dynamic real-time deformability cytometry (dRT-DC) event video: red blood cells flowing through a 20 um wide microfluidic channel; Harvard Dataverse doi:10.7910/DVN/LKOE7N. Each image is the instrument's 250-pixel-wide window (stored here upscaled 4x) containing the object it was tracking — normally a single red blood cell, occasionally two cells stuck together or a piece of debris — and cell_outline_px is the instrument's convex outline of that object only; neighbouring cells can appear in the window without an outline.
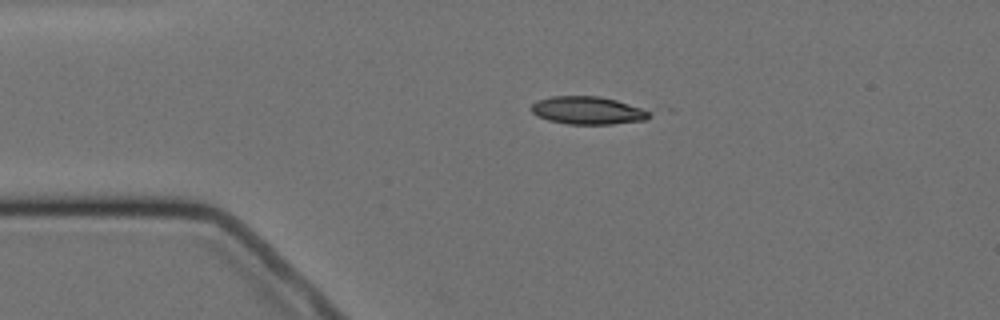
{"species": "Egyptian fruit bat (a non-hibernating species)", "species_latin": "Rousettus aegyptiacus", "temperature_condition": "cold", "stored_images_in_passage": 5, "camera_frame_rate_fps": 3000, "um_per_image_px": 0.085, "animal": {"sex": "female"}, "frame": {"image": 1, "passage_image": 1, "time_ms": 0.0, "image_size_px": [1000, 320], "cell_outline_px": [[660, 112], [648, 120], [612, 124], [568, 124], [548, 120], [536, 116], [532, 112], [532, 104], [536, 100], [552, 96], [600, 96], [656, 108]], "centroid_in_image_um": [50.22, 9.38], "position_along_channel_um": 34.8, "area_um2": 20.35}}
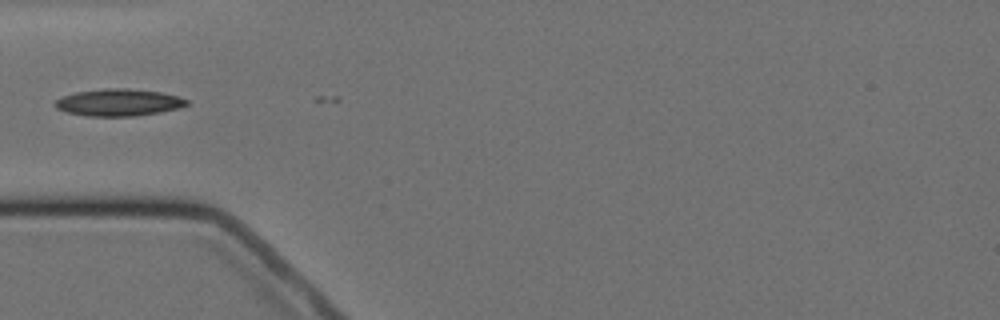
{"frame": {"image": 2, "passage_image": 2, "time_ms": 2.0, "image_size_px": [1000, 320], "cell_outline_px": [[188, 104], [180, 108], [160, 112], [136, 116], [88, 116], [64, 112], [56, 108], [52, 104], [56, 100], [64, 96], [76, 92], [104, 88], [128, 88], [160, 92], [176, 96], [188, 100]], "centroid_in_image_um": [10.06, 8.71], "position_along_channel_um": 74.9, "area_um2": 20.81}}
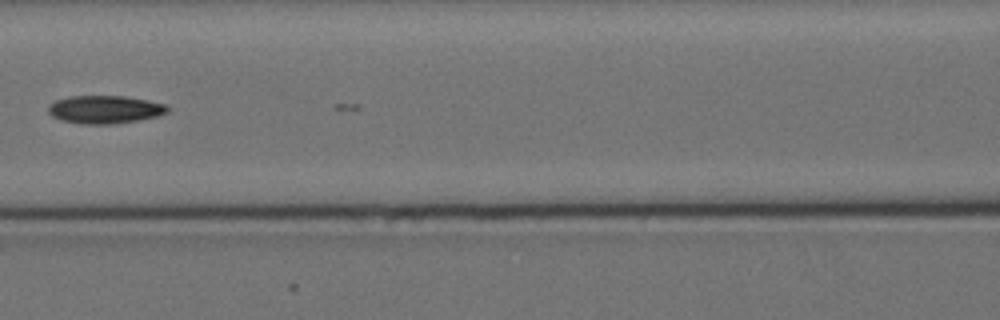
{"frame": {"image": 3, "passage_image": 4, "time_ms": 4.333, "image_size_px": [1000, 320], "cell_outline_px": [[168, 112], [156, 116], [136, 120], [112, 124], [80, 124], [60, 120], [52, 116], [48, 112], [48, 108], [56, 100], [72, 96], [124, 96], [148, 100], [164, 104], [168, 108]], "centroid_in_image_um": [8.89, 9.31], "position_along_channel_um": 157.7, "area_um2": 19.25}}